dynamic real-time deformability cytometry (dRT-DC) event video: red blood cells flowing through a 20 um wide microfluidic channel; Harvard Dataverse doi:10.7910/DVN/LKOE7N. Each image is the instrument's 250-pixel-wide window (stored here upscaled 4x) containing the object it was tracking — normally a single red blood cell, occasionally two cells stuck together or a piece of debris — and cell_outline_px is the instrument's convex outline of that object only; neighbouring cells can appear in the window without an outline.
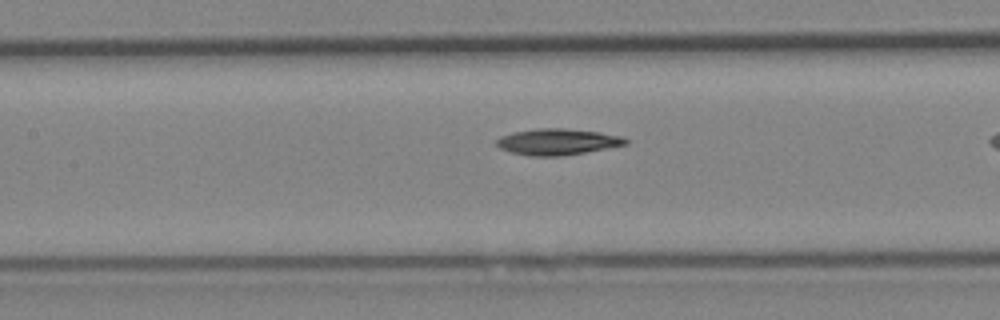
{"species": "Egyptian fruit bat (a non-hibernating species)", "species_latin": "Rousettus aegyptiacus", "temperature_condition": "cold", "stored_images_in_passage": 27, "camera_frame_rate_fps": 3000, "um_per_image_px": 0.085, "animal": {"sex": "female"}, "frame": {"image": 1, "passage_image": 16, "time_ms": 5.0, "image_size_px": [1000, 320], "cell_outline_px": [[628, 144], [584, 152], [560, 156], [528, 156], [512, 152], [500, 148], [496, 144], [496, 140], [500, 136], [512, 132], [536, 128], [564, 128], [600, 132], [620, 136], [628, 140]], "centroid_in_image_um": [47.35, 12.04], "position_along_channel_um": 160.1, "area_um2": 19.65}}